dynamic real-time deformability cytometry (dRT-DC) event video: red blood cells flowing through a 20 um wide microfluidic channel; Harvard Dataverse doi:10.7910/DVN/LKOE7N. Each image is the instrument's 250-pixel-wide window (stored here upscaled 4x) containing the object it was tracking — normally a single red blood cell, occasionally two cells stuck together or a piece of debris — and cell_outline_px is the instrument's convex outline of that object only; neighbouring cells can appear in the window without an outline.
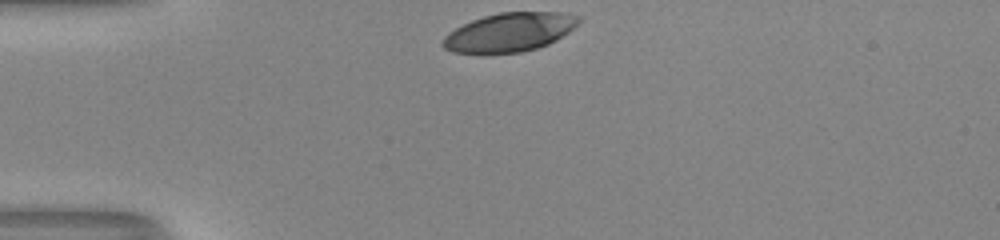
{"species": "human", "species_latin": "Homo sapiens", "temperature_condition": "room temperature", "stored_images_in_passage": 29, "camera_frame_rate_fps": 3000, "um_per_image_px": 0.085, "donor": {"sex": "male"}, "frame": {"image": 1, "passage_image": 1, "time_ms": 0.0, "image_size_px": [1000, 240], "cell_outline_px": [[580, 20], [568, 32], [556, 40], [548, 44], [536, 48], [520, 52], [452, 52], [444, 48], [440, 44], [444, 36], [448, 32], [472, 20], [484, 16], [500, 12], [560, 12], [580, 16]], "centroid_in_image_um": [43.29, 2.72], "position_along_channel_um": 41.7, "area_um2": 30.29}}
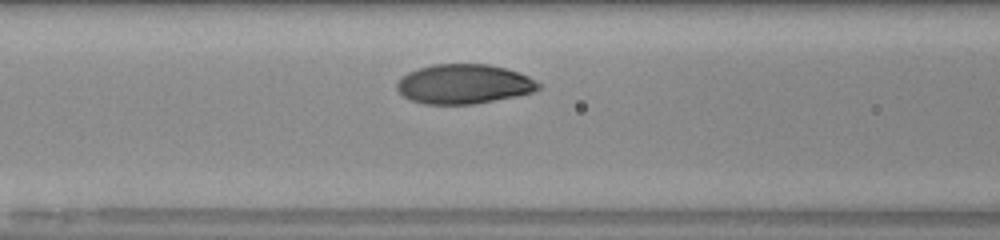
{"frame": {"image": 2, "passage_image": 10, "time_ms": 3.0, "image_size_px": [1000, 240], "cell_outline_px": [[540, 88], [536, 92], [516, 96], [472, 104], [424, 104], [412, 100], [404, 96], [396, 88], [396, 84], [408, 72], [432, 64], [488, 64], [504, 68], [528, 76], [540, 84]], "centroid_in_image_um": [39.44, 7.15], "position_along_channel_um": 127.2, "area_um2": 32.37}}
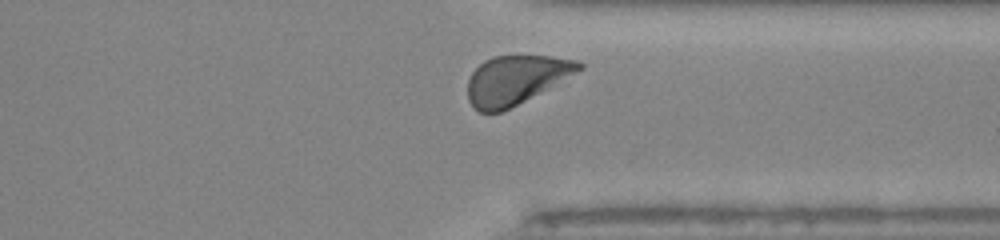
{"frame": {"image": 3, "passage_image": 28, "time_ms": 9.0, "image_size_px": [1000, 240], "cell_outline_px": [[584, 68], [524, 100], [500, 112], [480, 112], [472, 108], [468, 100], [468, 80], [472, 72], [484, 60], [492, 56], [548, 56], [576, 60], [584, 64]], "centroid_in_image_um": [43.79, 6.78], "position_along_channel_um": 367.6, "area_um2": 31.1}, "authors_computed_cell_mechanics": {"area_um2": 32.368, "velocity_mm_per_s": 3.9969, "shape_relaxation_time_tau1_ms": 2.9763, "shape_relaxation_time_tau2_ms": null, "deformation_change_tau1": 0.1777, "deformation_change_tau2": null}}